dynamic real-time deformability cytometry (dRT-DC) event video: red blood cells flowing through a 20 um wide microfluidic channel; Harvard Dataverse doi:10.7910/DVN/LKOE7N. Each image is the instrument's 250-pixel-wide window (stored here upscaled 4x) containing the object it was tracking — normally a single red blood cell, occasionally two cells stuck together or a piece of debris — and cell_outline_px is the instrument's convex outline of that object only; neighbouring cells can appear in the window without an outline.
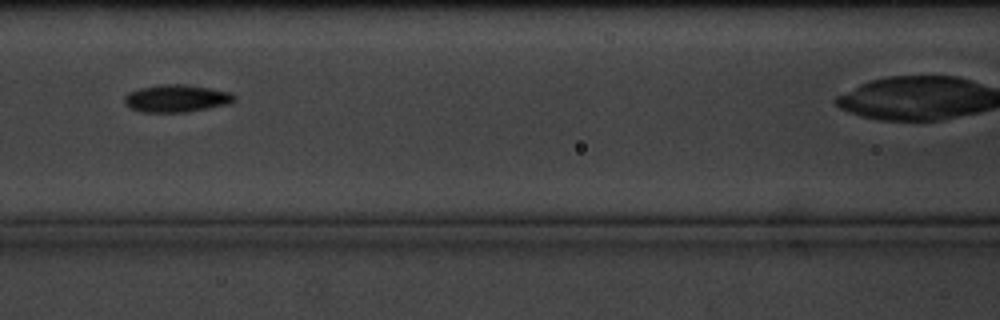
{"species": "common noctule bat (a hibernating species)", "species_latin": "Nyctalus noctula", "temperature_condition": "cold", "stored_images_in_passage": 9, "camera_frame_rate_fps": 3000, "um_per_image_px": 0.085, "animal": {"sex": "male", "body_mass_g": 20.1, "forearm_length_mm": 53.5}, "frame": {"image": 1, "passage_image": 3, "time_ms": 2.333, "image_size_px": [1000, 320], "cell_outline_px": [[236, 100], [228, 104], [208, 108], [184, 112], [140, 112], [128, 108], [124, 104], [124, 96], [128, 92], [140, 88], [160, 84], [184, 84], [232, 92], [236, 96]], "centroid_in_image_um": [14.97, 8.36], "position_along_channel_um": 151.6, "area_um2": 17.74}}